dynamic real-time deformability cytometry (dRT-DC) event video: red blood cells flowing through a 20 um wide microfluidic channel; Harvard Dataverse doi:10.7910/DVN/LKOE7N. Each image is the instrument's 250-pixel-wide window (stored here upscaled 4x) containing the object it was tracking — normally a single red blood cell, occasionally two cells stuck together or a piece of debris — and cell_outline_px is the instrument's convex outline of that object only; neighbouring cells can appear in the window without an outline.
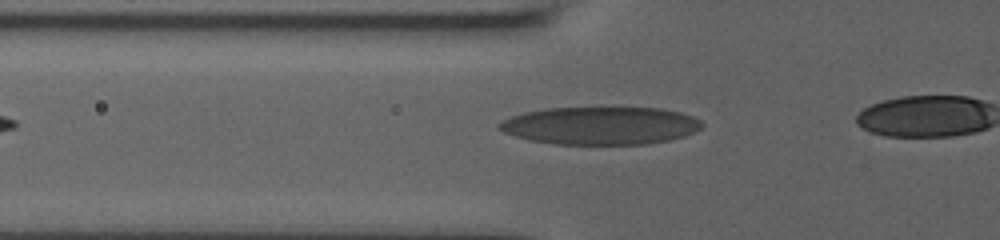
{"species": "human", "species_latin": "Homo sapiens", "temperature_condition": "room temperature", "stored_images_in_passage": 30, "camera_frame_rate_fps": 3000, "um_per_image_px": 0.085, "donor": {"sex": "male"}, "frame": {"image": 1, "passage_image": 2, "time_ms": 0.333, "image_size_px": [1000, 240], "cell_outline_px": [[704, 124], [700, 128], [684, 136], [668, 140], [648, 144], [552, 144], [528, 140], [504, 132], [496, 128], [496, 124], [500, 120], [524, 112], [548, 108], [600, 104], [608, 104], [660, 108], [680, 112], [692, 116], [700, 120]], "centroid_in_image_um": [51.01, 10.62], "position_along_channel_um": 74.8, "area_um2": 46.47}}
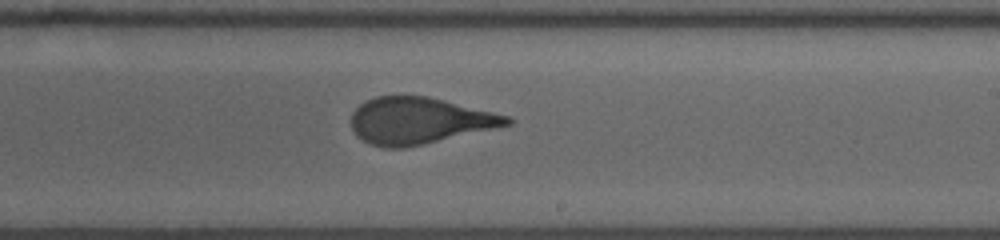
{"frame": {"image": 2, "passage_image": 16, "time_ms": 5.0, "image_size_px": [1000, 240], "cell_outline_px": [[512, 124], [424, 144], [404, 148], [384, 148], [368, 144], [356, 136], [352, 128], [352, 112], [364, 100], [376, 96], [428, 96], [508, 116], [512, 120]], "centroid_in_image_um": [35.57, 10.27], "position_along_channel_um": 253.4, "area_um2": 42.08}}
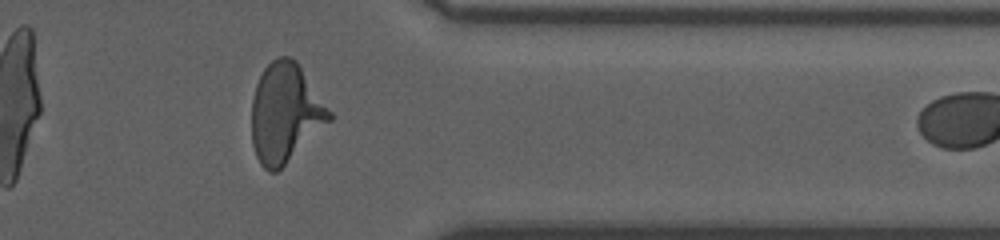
{"frame": {"image": 3, "passage_image": 27, "time_ms": 8.667, "image_size_px": [1000, 240], "cell_outline_px": [[332, 120], [276, 172], [268, 172], [260, 164], [256, 156], [252, 144], [252, 100], [256, 84], [264, 68], [276, 56], [288, 56], [296, 60], [332, 112]], "centroid_in_image_um": [24.24, 9.59], "position_along_channel_um": 387.2, "area_um2": 44.68}}